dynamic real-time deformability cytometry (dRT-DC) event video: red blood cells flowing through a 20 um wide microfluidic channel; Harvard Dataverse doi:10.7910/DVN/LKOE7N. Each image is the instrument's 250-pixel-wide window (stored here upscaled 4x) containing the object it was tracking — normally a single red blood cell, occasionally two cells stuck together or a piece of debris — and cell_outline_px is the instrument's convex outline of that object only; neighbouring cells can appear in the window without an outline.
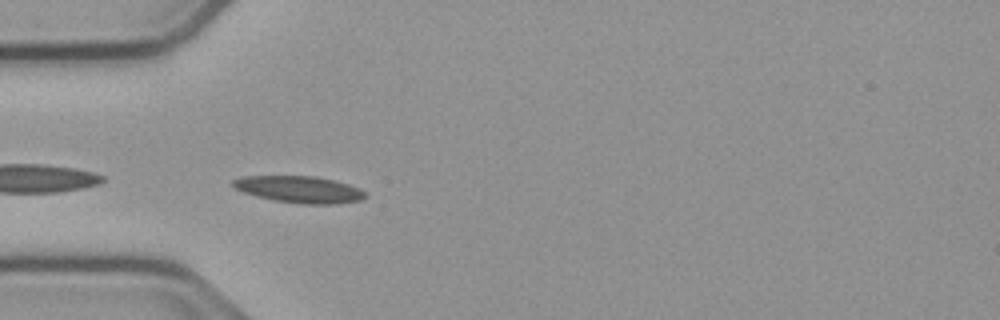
{"species": "common noctule bat (a hibernating species)", "species_latin": "Nyctalus noctula", "temperature_condition": "cold", "stored_images_in_passage": 40, "camera_frame_rate_fps": 3000, "um_per_image_px": 0.085, "animal": {"sex": "male", "body_mass_g": 23.1, "forearm_length_mm": 52.7}, "frame": {"image": 1, "passage_image": 2, "time_ms": 0.333, "image_size_px": [1000, 320], "cell_outline_px": [[368, 196], [360, 200], [336, 204], [300, 204], [272, 200], [256, 196], [244, 192], [236, 188], [232, 184], [232, 180], [244, 176], [316, 176], [336, 180], [360, 188]], "centroid_in_image_um": [25.47, 16.1], "position_along_channel_um": 59.5, "area_um2": 20.75}}
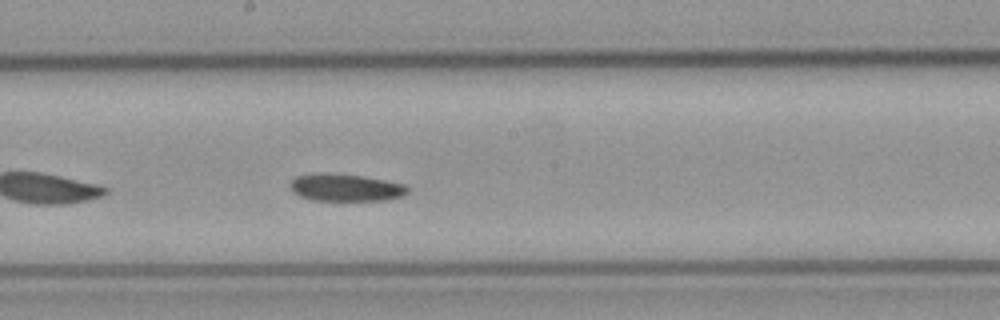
{"frame": {"image": 2, "passage_image": 15, "time_ms": 4.667, "image_size_px": [1000, 320], "cell_outline_px": [[408, 192], [404, 196], [388, 200], [312, 200], [300, 196], [292, 192], [288, 188], [292, 180], [296, 176], [316, 172], [320, 172], [360, 176], [384, 180], [404, 184], [408, 188]], "centroid_in_image_um": [29.34, 15.94], "position_along_channel_um": 218.9, "area_um2": 18.79}}
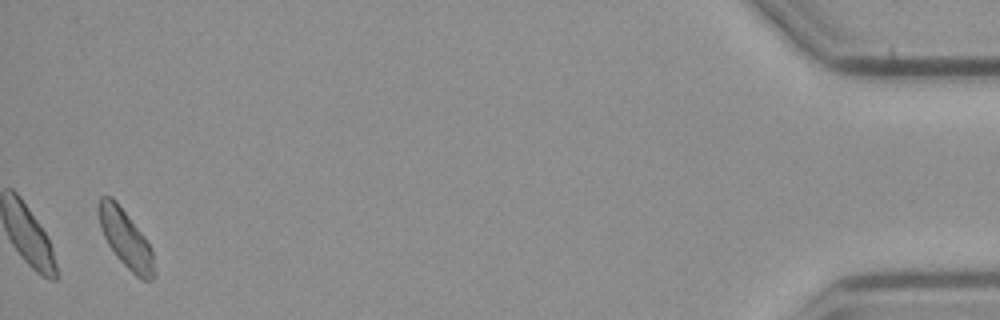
{"frame": {"image": 3, "passage_image": 39, "time_ms": 12.667, "image_size_px": [1000, 320], "cell_outline_px": [[156, 276], [152, 280], [140, 280], [116, 256], [108, 244], [100, 228], [100, 196], [112, 196], [116, 200], [144, 236], [152, 248], [156, 272]], "centroid_in_image_um": [10.74, 20.36], "position_along_channel_um": 424.5, "area_um2": 18.55}}